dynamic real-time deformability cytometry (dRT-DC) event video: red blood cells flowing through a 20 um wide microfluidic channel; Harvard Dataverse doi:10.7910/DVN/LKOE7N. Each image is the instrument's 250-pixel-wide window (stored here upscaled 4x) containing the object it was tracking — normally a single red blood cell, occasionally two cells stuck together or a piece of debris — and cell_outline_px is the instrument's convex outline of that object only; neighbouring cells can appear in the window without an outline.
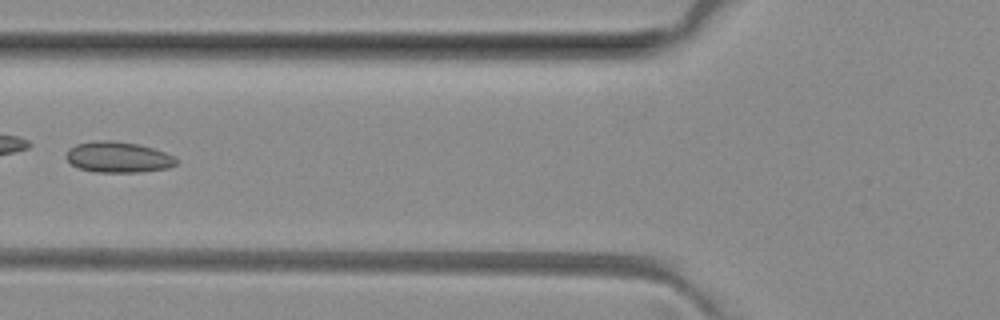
{"species": "common noctule bat (a hibernating species)", "species_latin": "Nyctalus noctula", "temperature_condition": "room temperature", "stored_images_in_passage": 5, "camera_frame_rate_fps": 3000, "um_per_image_px": 0.085, "animal": {"sex": "female", "body_mass_g": 29.2, "forearm_length_mm": 56.3}, "frame": {"image": 1, "passage_image": 5, "time_ms": 5.333, "image_size_px": [1000, 320], "cell_outline_px": [[180, 160], [176, 164], [168, 168], [136, 172], [96, 172], [80, 168], [72, 164], [64, 156], [68, 148], [76, 144], [96, 140], [112, 140], [136, 144], [152, 148], [176, 156]], "centroid_in_image_um": [10.04, 13.35], "position_along_channel_um": 115.8, "area_um2": 19.83}}